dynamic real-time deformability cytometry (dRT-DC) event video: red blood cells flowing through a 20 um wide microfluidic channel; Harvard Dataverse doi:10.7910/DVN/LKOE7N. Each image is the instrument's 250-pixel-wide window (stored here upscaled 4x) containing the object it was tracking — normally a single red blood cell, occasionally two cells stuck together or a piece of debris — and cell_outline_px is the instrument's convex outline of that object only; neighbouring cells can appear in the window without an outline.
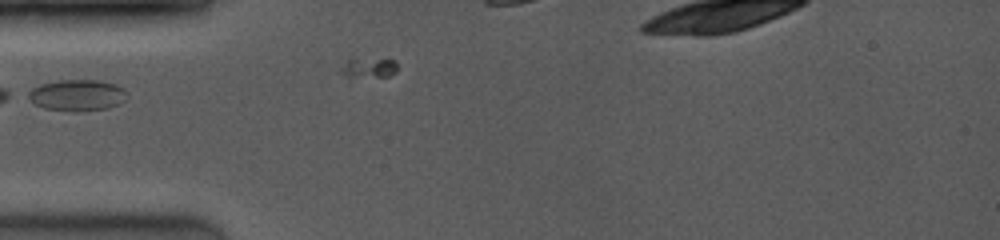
{"species": "common noctule bat (a hibernating species)", "species_latin": "Nyctalus noctula", "temperature_condition": "room temperature", "stored_images_in_passage": 4, "camera_frame_rate_fps": 4000, "um_per_image_px": 0.085, "animal": {"sex": "female", "body_mass_g": 19.0, "forearm_length_mm": 53.3}, "frame": {"image": 1, "passage_image": 2, "time_ms": 0.25, "image_size_px": [1000, 240], "cell_outline_px": [[128, 96], [120, 104], [108, 108], [80, 112], [72, 112], [44, 108], [36, 104], [24, 96], [24, 92], [40, 84], [60, 80], [96, 80], [112, 84], [120, 88]], "centroid_in_image_um": [6.47, 8.11], "position_along_channel_um": 78.5, "area_um2": 18.15}}